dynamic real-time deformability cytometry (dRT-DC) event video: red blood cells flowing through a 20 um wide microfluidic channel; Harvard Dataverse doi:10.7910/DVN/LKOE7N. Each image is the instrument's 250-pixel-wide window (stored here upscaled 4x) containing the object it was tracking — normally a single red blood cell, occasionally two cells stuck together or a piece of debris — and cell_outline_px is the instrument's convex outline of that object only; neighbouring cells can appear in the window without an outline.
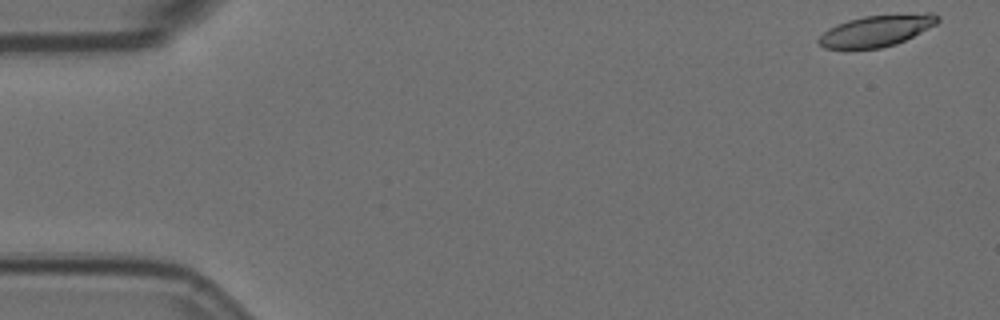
{"species": "Egyptian fruit bat (a non-hibernating species)", "species_latin": "Rousettus aegyptiacus", "temperature_condition": "room temperature", "stored_images_in_passage": 56, "camera_frame_rate_fps": 3000, "um_per_image_px": 0.085, "animal": {"sex": "female"}, "frame": {"image": 1, "passage_image": 1, "time_ms": 0.0, "image_size_px": [1000, 320], "cell_outline_px": [[940, 20], [936, 24], [896, 44], [880, 48], [824, 48], [816, 44], [816, 40], [828, 28], [836, 24], [848, 20], [864, 16], [924, 12], [932, 12], [940, 16]], "centroid_in_image_um": [74.5, 2.59], "position_along_channel_um": 10.5, "area_um2": 21.85}}
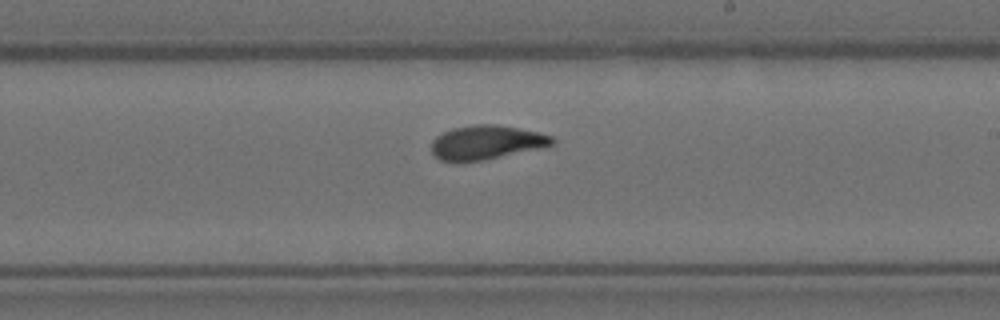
{"frame": {"image": 2, "passage_image": 32, "time_ms": 10.333, "image_size_px": [1000, 320], "cell_outline_px": [[556, 140], [552, 144], [536, 148], [484, 160], [456, 164], [440, 160], [432, 152], [432, 140], [436, 136], [452, 128], [472, 124], [496, 124], [536, 132], [552, 136]], "centroid_in_image_um": [41.24, 12.12], "position_along_channel_um": 247.8, "area_um2": 23.93}}
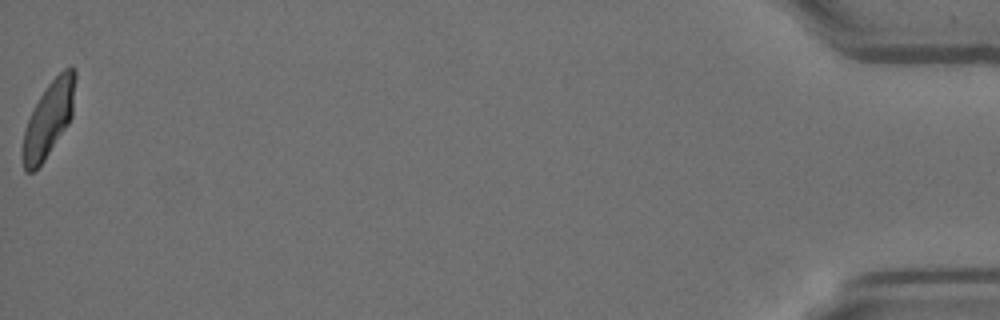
{"frame": {"image": 3, "passage_image": 56, "time_ms": 18.333, "image_size_px": [1000, 320], "cell_outline_px": [[76, 76], [72, 116], [68, 124], [44, 160], [32, 172], [24, 172], [20, 156], [24, 128], [32, 108], [48, 84], [64, 68], [72, 64], [76, 68]], "centroid_in_image_um": [4.11, 10.11], "position_along_channel_um": 431.1, "area_um2": 23.41}, "authors_computed_cell_mechanics": {"area_um2": 23.6402, "velocity_mm_per_s": 3.5572, "shape_relaxation_time_tau1_ms": 5.5447, "shape_relaxation_time_tau2_ms": 1.4031, "deformation_change_tau1": 0.1784, "deformation_change_tau2": 0.0704}}